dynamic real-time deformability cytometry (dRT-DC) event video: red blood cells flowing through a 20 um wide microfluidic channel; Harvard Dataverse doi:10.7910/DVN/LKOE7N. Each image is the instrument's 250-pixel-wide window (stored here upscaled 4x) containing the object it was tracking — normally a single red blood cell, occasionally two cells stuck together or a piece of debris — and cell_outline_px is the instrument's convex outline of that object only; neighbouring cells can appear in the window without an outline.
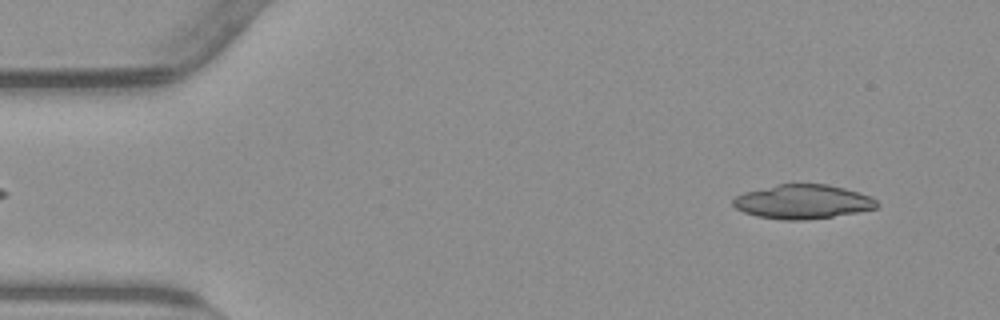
{"species": "common noctule bat (a hibernating species)", "species_latin": "Nyctalus noctula", "temperature_condition": "warm", "stored_images_in_passage": 11, "camera_frame_rate_fps": 3000, "um_per_image_px": 0.085, "animal": {"sex": "male", "body_mass_g": 23.1, "forearm_length_mm": 52.7}, "frame": {"image": 1, "passage_image": 4, "time_ms": 1.0, "image_size_px": [1000, 320], "cell_outline_px": [[880, 204], [876, 208], [856, 212], [832, 216], [804, 220], [780, 220], [756, 216], [744, 212], [736, 208], [732, 204], [732, 200], [736, 196], [744, 192], [776, 184], [828, 184], [860, 192], [872, 196]], "centroid_in_image_um": [68.23, 17.14], "position_along_channel_um": 16.8, "area_um2": 28.73}}